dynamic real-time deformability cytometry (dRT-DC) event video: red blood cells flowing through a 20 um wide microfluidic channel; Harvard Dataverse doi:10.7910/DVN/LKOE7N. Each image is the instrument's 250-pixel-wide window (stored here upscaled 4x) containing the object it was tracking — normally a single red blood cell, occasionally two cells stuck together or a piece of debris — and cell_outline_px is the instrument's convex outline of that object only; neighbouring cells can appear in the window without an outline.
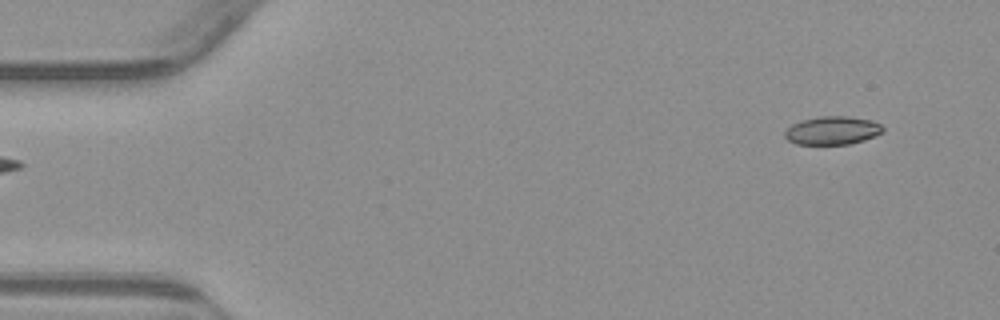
{"species": "common noctule bat (a hibernating species)", "species_latin": "Nyctalus noctula", "temperature_condition": "warm", "stored_images_in_passage": 7, "camera_frame_rate_fps": 3000, "um_per_image_px": 0.085, "animal": {"sex": "male", "body_mass_g": 23.1, "forearm_length_mm": 52.7}, "frame": {"image": 1, "passage_image": 1, "time_ms": 0.0, "image_size_px": [1000, 320], "cell_outline_px": [[884, 132], [876, 136], [864, 140], [848, 144], [796, 144], [788, 140], [784, 136], [784, 132], [792, 124], [804, 120], [820, 116], [844, 116], [872, 120], [880, 124], [884, 128]], "centroid_in_image_um": [70.78, 11.09], "position_along_channel_um": 14.2, "area_um2": 16.13}}